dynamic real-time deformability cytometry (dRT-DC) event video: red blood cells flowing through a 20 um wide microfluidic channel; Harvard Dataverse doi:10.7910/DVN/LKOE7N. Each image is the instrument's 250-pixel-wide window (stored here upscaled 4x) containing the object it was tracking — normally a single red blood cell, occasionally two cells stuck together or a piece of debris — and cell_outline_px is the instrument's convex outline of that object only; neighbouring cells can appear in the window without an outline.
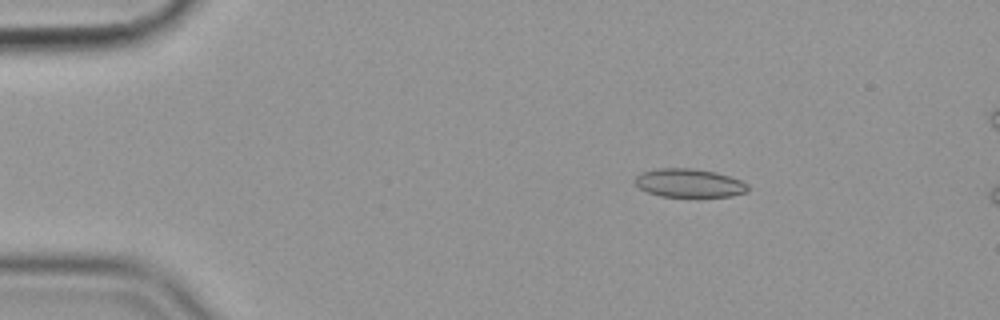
{"species": "common noctule bat (a hibernating species)", "species_latin": "Nyctalus noctula", "temperature_condition": "cold", "stored_images_in_passage": 16, "camera_frame_rate_fps": 3000, "um_per_image_px": 0.085, "animal": {"sex": "female", "body_mass_g": 19.9}, "frame": {"image": 1, "passage_image": 10, "time_ms": 3.0, "image_size_px": [1000, 320], "cell_outline_px": [[748, 192], [732, 196], [660, 196], [648, 192], [640, 188], [632, 180], [640, 172], [660, 168], [692, 168], [716, 172], [740, 180], [748, 184]], "centroid_in_image_um": [58.56, 15.55], "position_along_channel_um": 26.4, "area_um2": 18.73}}